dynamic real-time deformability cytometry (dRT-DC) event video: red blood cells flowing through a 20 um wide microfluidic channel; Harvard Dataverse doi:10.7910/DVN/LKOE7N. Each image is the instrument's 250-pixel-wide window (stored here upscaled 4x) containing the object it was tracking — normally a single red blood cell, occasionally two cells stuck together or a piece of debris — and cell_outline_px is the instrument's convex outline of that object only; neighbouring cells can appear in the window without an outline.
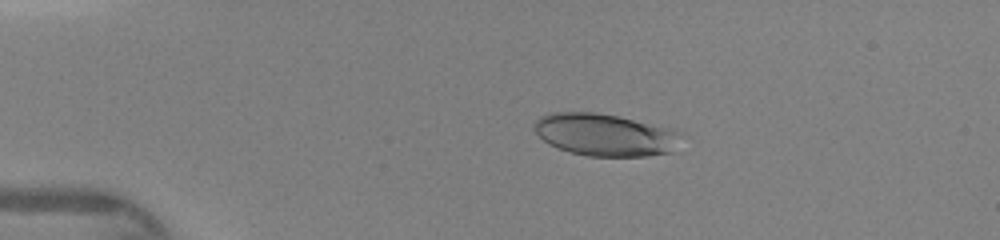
{"species": "human", "species_latin": "Homo sapiens", "temperature_condition": "warm", "stored_images_in_passage": 38, "camera_frame_rate_fps": 3000, "um_per_image_px": 0.085, "donor": {"sex": "female"}, "frame": {"image": 1, "passage_image": 2, "time_ms": 0.333, "image_size_px": [1000, 240], "cell_outline_px": [[676, 132], [672, 152], [648, 156], [588, 156], [568, 152], [548, 144], [532, 128], [532, 124], [540, 116], [548, 112], [596, 112], [616, 116], [668, 128]], "centroid_in_image_um": [51.27, 11.45], "position_along_channel_um": 33.7, "area_um2": 35.6}}
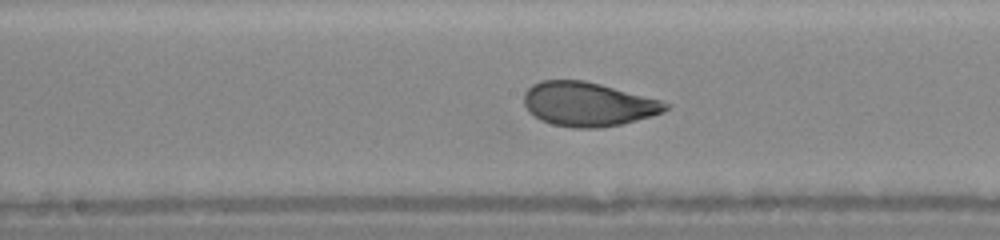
{"frame": {"image": 2, "passage_image": 17, "time_ms": 5.333, "image_size_px": [1000, 240], "cell_outline_px": [[672, 104], [664, 112], [652, 116], [620, 124], [600, 128], [572, 128], [552, 124], [528, 112], [524, 104], [524, 92], [532, 84], [540, 80], [584, 80], [600, 84], [660, 100]], "centroid_in_image_um": [49.97, 8.85], "position_along_channel_um": 198.2, "area_um2": 36.3}}
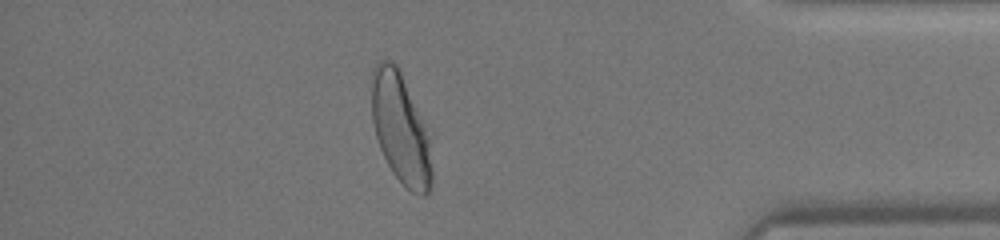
{"frame": {"image": 3, "passage_image": 33, "time_ms": 10.667, "image_size_px": [1000, 240], "cell_outline_px": [[432, 184], [428, 196], [420, 196], [412, 192], [392, 172], [380, 148], [376, 136], [372, 120], [372, 68], [380, 60], [392, 60], [400, 68], [424, 128], [428, 140], [432, 172]], "centroid_in_image_um": [34.02, 10.93], "position_along_channel_um": 401.2, "area_um2": 38.03}}